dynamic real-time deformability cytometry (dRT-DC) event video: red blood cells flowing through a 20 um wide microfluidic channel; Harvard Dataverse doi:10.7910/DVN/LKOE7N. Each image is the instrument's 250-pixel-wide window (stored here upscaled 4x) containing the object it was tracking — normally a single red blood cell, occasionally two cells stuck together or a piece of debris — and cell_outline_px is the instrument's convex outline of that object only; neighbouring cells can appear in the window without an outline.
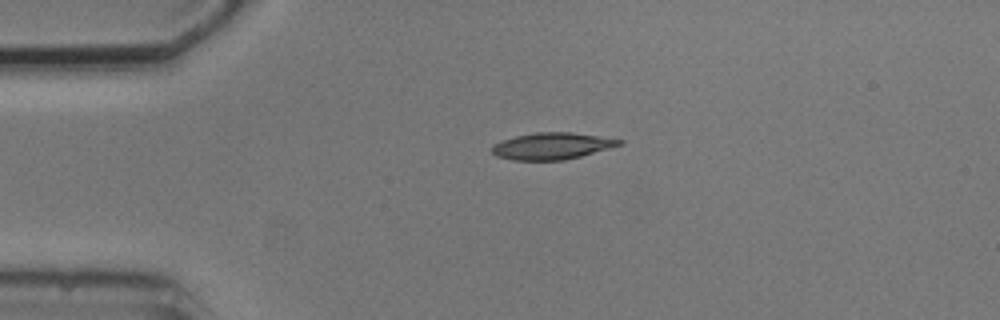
{"species": "common noctule bat (a hibernating species)", "species_latin": "Nyctalus noctula", "temperature_condition": "cold", "stored_images_in_passage": 2, "camera_frame_rate_fps": 3000, "um_per_image_px": 0.085, "animal": {"sex": "male", "body_mass_g": 20.5, "forearm_length_mm": 52.5}, "frame": {"image": 1, "passage_image": 1, "time_ms": 0.0, "image_size_px": [1000, 320], "cell_outline_px": [[624, 144], [580, 156], [564, 160], [512, 160], [496, 156], [492, 152], [492, 144], [516, 136], [536, 132], [572, 132], [624, 140]], "centroid_in_image_um": [46.92, 12.41], "position_along_channel_um": 38.1, "area_um2": 19.71}}